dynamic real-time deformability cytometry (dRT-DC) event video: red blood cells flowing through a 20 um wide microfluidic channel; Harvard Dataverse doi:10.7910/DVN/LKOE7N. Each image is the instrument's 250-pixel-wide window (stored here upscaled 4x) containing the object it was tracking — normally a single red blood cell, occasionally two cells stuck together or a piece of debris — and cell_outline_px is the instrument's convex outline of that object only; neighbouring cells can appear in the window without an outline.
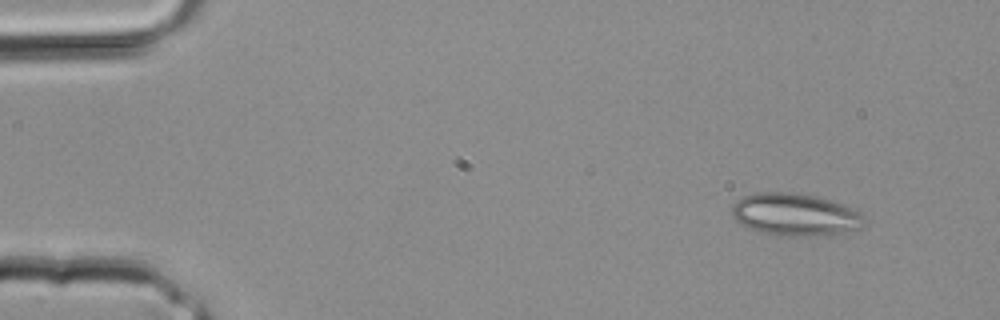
{"species": "common noctule bat (a hibernating species)", "species_latin": "Nyctalus noctula", "temperature_condition": "room temperature", "stored_images_in_passage": 3, "camera_frame_rate_fps": 3000, "um_per_image_px": 0.085, "animal": {"sex": "male", "body_mass_g": 20.4}, "frame": {"image": 1, "passage_image": 1, "time_ms": 0.0, "image_size_px": [1000, 320], "cell_outline_px": [[864, 216], [860, 228], [840, 232], [812, 236], [776, 236], [740, 224], [732, 216], [732, 208], [736, 200], [744, 196], [756, 192], [796, 192], [832, 200], [852, 208], [860, 212]], "centroid_in_image_um": [67.55, 18.22], "position_along_channel_um": 17.4, "area_um2": 32.48}}